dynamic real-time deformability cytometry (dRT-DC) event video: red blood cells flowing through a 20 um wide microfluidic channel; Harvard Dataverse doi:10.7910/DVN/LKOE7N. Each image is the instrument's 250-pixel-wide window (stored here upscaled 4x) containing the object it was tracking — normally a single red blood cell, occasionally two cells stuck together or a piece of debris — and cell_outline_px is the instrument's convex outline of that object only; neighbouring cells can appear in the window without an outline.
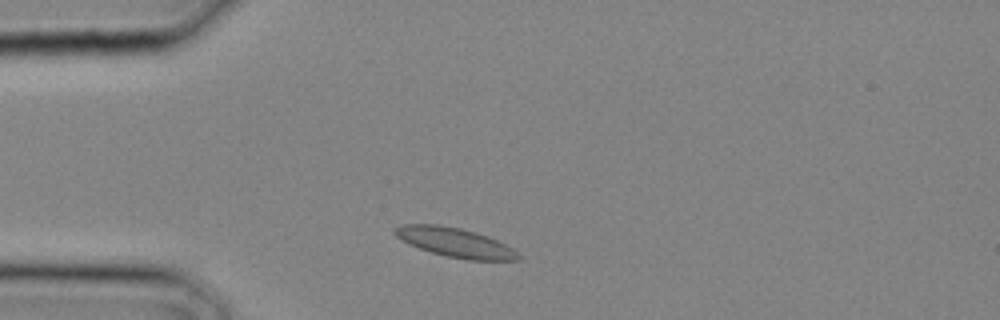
{"species": "common noctule bat (a hibernating species)", "species_latin": "Nyctalus noctula", "temperature_condition": "cold", "stored_images_in_passage": 1, "camera_frame_rate_fps": 3000, "um_per_image_px": 0.085, "animal": {"sex": "male", "body_mass_g": 20.4}, "frame": {"image": 1, "passage_image": 1, "time_ms": 0.0, "image_size_px": [1000, 320], "cell_outline_px": [[520, 260], [468, 260], [448, 256], [432, 252], [408, 244], [396, 236], [392, 232], [392, 228], [400, 224], [440, 224], [460, 228], [476, 232], [488, 236], [512, 248], [520, 256]], "centroid_in_image_um": [38.63, 20.59], "position_along_channel_um": 46.4, "area_um2": 21.04}}